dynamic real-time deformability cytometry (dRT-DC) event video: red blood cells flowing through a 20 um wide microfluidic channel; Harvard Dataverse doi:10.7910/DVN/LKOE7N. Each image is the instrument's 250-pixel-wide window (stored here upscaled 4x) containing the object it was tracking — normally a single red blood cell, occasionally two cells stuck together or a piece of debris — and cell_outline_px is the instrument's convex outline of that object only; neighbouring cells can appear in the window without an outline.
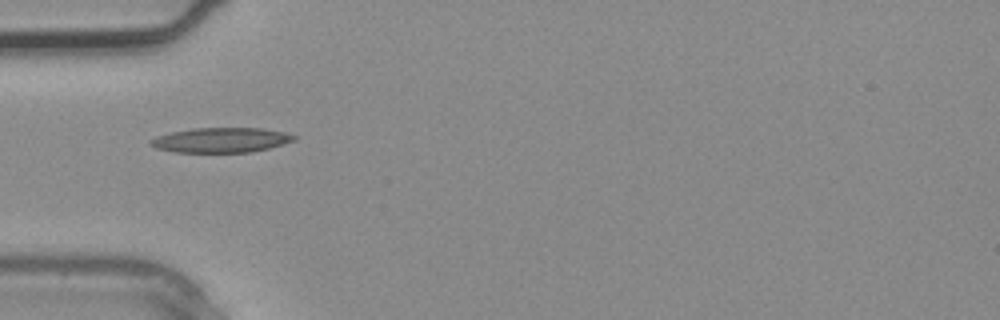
{"species": "common noctule bat (a hibernating species)", "species_latin": "Nyctalus noctula", "temperature_condition": "warm", "stored_images_in_passage": 1, "camera_frame_rate_fps": 3000, "um_per_image_px": 0.085, "animal": {"sex": "male", "body_mass_g": 20.4}, "frame": {"image": 1, "passage_image": 1, "time_ms": 0.0, "image_size_px": [1000, 320], "cell_outline_px": [[296, 140], [268, 148], [252, 152], [176, 152], [156, 148], [148, 144], [148, 140], [156, 136], [172, 132], [192, 128], [260, 128], [284, 132], [296, 136]], "centroid_in_image_um": [18.75, 11.9], "position_along_channel_um": 66.2, "area_um2": 20.75}}